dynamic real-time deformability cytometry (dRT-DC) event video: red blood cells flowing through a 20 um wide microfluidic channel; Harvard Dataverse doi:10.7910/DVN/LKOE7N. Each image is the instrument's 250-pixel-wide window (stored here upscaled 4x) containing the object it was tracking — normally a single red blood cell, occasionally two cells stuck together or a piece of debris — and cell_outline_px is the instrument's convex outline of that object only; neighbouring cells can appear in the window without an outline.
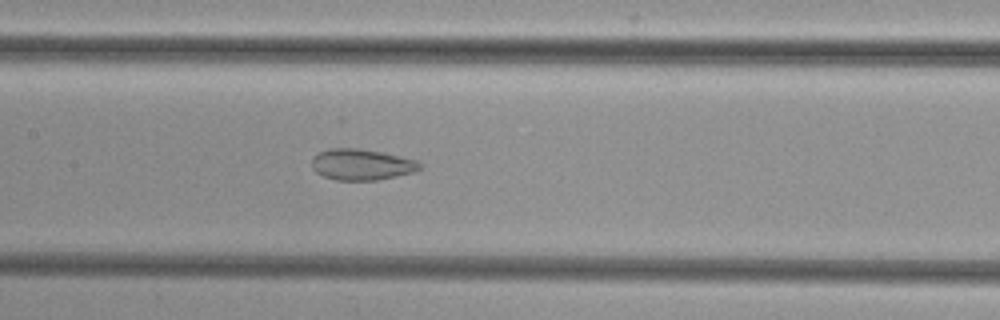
{"species": "common noctule bat (a hibernating species)", "species_latin": "Nyctalus noctula", "temperature_condition": "cold", "stored_images_in_passage": 34, "camera_frame_rate_fps": 3000, "um_per_image_px": 0.085, "animal": {"sex": "female", "body_mass_g": 29.2, "forearm_length_mm": 56.3}, "frame": {"image": 1, "passage_image": 13, "time_ms": 4.0, "image_size_px": [1000, 320], "cell_outline_px": [[420, 168], [412, 172], [396, 176], [376, 180], [336, 180], [324, 176], [316, 172], [312, 168], [312, 160], [320, 152], [328, 148], [356, 148], [380, 152], [416, 160], [420, 164]], "centroid_in_image_um": [30.7, 13.99], "position_along_channel_um": 176.7, "area_um2": 19.19}}
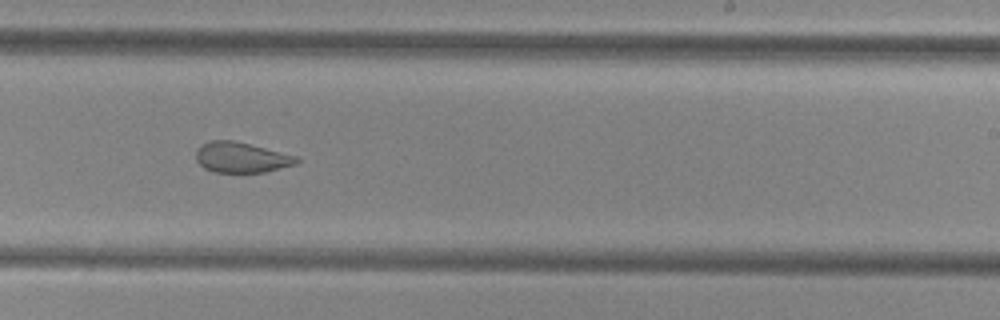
{"frame": {"image": 2, "passage_image": 20, "time_ms": 6.333, "image_size_px": [1000, 320], "cell_outline_px": [[300, 160], [296, 164], [268, 172], [212, 172], [204, 168], [196, 160], [196, 152], [204, 144], [212, 140], [232, 140], [300, 156]], "centroid_in_image_um": [20.57, 13.39], "position_along_channel_um": 268.4, "area_um2": 17.86}}
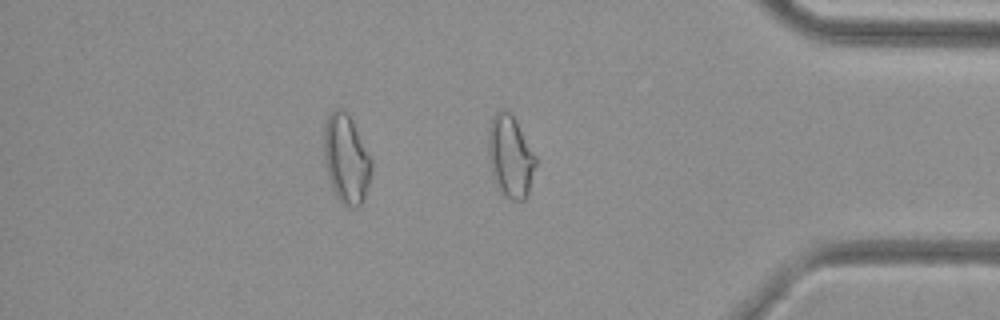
{"frame": {"image": 3, "passage_image": 31, "time_ms": 10.0, "image_size_px": [1000, 320], "cell_outline_px": [[536, 164], [528, 192], [524, 200], [512, 200], [504, 196], [496, 188], [488, 156], [488, 128], [492, 116], [500, 108], [504, 108], [516, 120], [536, 156]], "centroid_in_image_um": [43.35, 13.29], "position_along_channel_um": 391.8, "area_um2": 22.83}}